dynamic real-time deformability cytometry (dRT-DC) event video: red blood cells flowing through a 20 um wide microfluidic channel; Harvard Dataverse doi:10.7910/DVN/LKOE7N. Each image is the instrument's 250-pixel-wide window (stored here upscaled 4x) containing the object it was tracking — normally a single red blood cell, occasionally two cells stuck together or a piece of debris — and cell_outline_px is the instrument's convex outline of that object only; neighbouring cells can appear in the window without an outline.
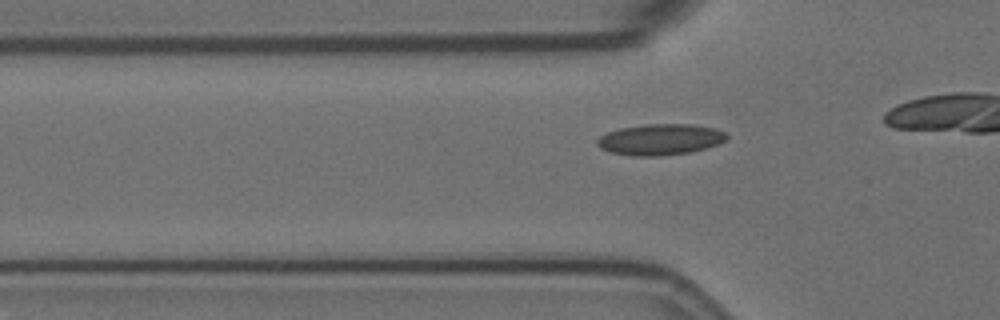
{"species": "Egyptian fruit bat (a non-hibernating species)", "species_latin": "Rousettus aegyptiacus", "temperature_condition": "room temperature", "stored_images_in_passage": 14, "camera_frame_rate_fps": 3000, "um_per_image_px": 0.085, "animal": {"sex": "female"}, "frame": {"image": 1, "passage_image": 5, "time_ms": 1.333, "image_size_px": [1000, 320], "cell_outline_px": [[728, 136], [724, 140], [716, 144], [692, 152], [656, 156], [636, 156], [612, 152], [600, 148], [596, 144], [596, 140], [600, 136], [608, 132], [620, 128], [644, 124], [692, 124], [716, 128], [724, 132]], "centroid_in_image_um": [56.1, 11.84], "position_along_channel_um": 69.7, "area_um2": 23.29}}
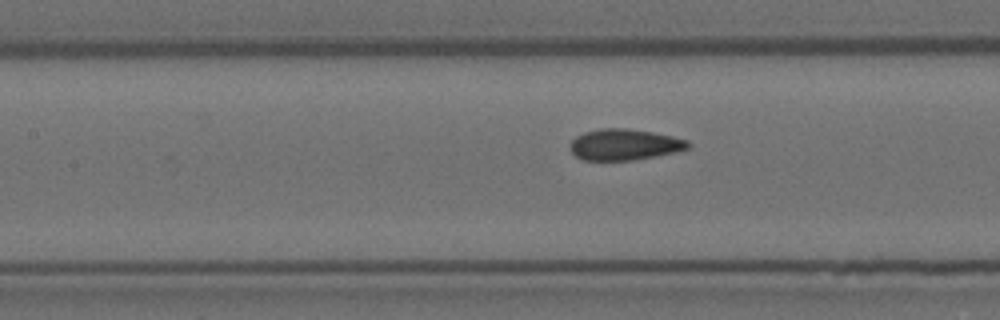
{"frame": {"image": 2, "passage_image": 12, "time_ms": 3.667, "image_size_px": [1000, 320], "cell_outline_px": [[692, 144], [688, 148], [676, 152], [632, 160], [584, 160], [576, 156], [572, 152], [572, 140], [576, 136], [584, 132], [600, 128], [628, 128], [652, 132], [672, 136], [688, 140]], "centroid_in_image_um": [53.1, 12.28], "position_along_channel_um": 154.3, "area_um2": 21.27}}